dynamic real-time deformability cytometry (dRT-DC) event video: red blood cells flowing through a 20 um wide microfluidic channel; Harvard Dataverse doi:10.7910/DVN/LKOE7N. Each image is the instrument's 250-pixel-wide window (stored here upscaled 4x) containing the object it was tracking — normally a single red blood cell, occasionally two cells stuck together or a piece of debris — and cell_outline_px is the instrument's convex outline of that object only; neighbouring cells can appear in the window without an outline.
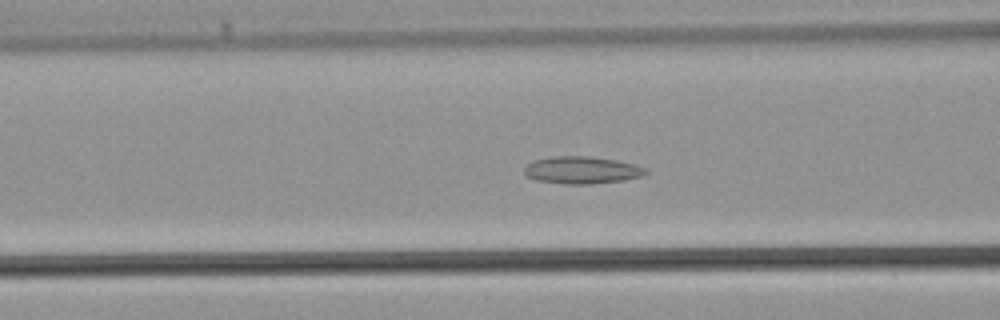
{"species": "common noctule bat (a hibernating species)", "species_latin": "Nyctalus noctula", "temperature_condition": "warm", "stored_images_in_passage": 40, "camera_frame_rate_fps": 3000, "um_per_image_px": 0.085, "animal": {"sex": "male", "body_mass_g": 21.5, "forearm_length_mm": 52.0}, "frame": {"image": 1, "passage_image": 14, "time_ms": 4.333, "image_size_px": [1000, 320], "cell_outline_px": [[648, 172], [644, 176], [624, 180], [592, 184], [564, 184], [536, 180], [528, 176], [524, 172], [524, 168], [532, 160], [552, 156], [584, 156], [616, 160], [648, 168]], "centroid_in_image_um": [49.47, 14.46], "position_along_channel_um": 117.1, "area_um2": 19.36}}
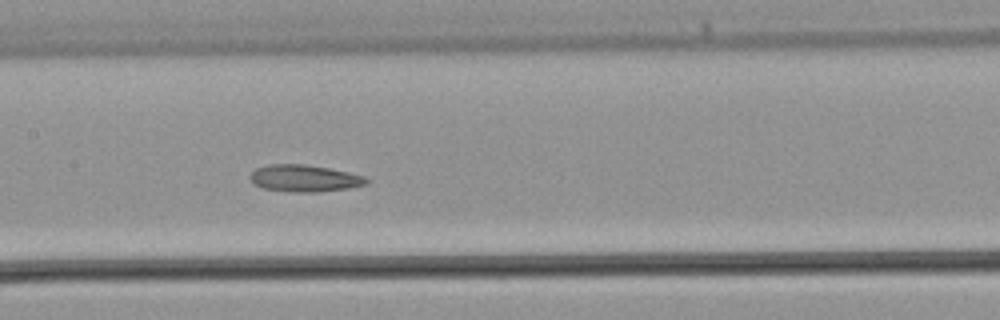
{"frame": {"image": 2, "passage_image": 18, "time_ms": 5.667, "image_size_px": [1000, 320], "cell_outline_px": [[368, 184], [348, 188], [320, 192], [292, 192], [260, 188], [252, 184], [248, 176], [256, 168], [272, 164], [304, 164], [328, 168], [348, 172], [364, 176], [368, 180]], "centroid_in_image_um": [25.83, 15.16], "position_along_channel_um": 181.6, "area_um2": 18.38}}
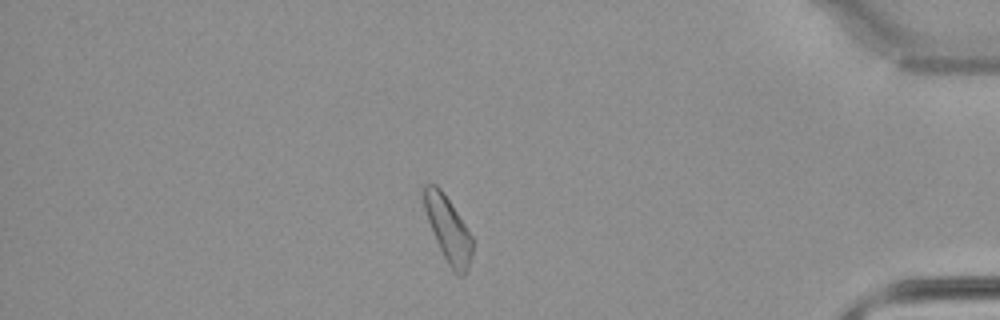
{"frame": {"image": 3, "passage_image": 34, "time_ms": 11.0, "image_size_px": [1000, 320], "cell_outline_px": [[472, 256], [468, 268], [464, 276], [456, 276], [448, 264], [436, 240], [428, 220], [424, 208], [424, 184], [436, 184], [440, 188], [472, 236]], "centroid_in_image_um": [38.1, 19.53], "position_along_channel_um": 397.1, "area_um2": 17.98}}